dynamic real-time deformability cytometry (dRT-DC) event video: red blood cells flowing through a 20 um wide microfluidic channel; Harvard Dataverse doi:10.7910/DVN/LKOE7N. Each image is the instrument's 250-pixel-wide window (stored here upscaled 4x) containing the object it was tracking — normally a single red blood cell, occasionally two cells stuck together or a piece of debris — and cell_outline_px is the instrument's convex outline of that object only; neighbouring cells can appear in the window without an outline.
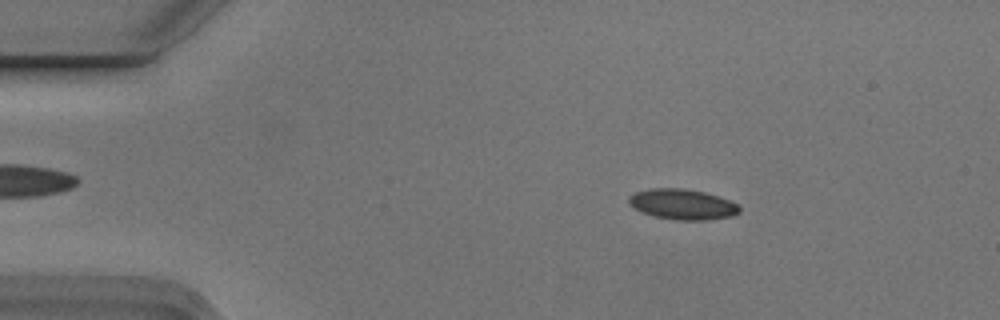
{"species": "Egyptian fruit bat (a non-hibernating species)", "species_latin": "Rousettus aegyptiacus", "temperature_condition": "cold", "stored_images_in_passage": 4, "camera_frame_rate_fps": 3000, "um_per_image_px": 0.085, "animal": {"sex": "male"}, "frame": {"image": 1, "passage_image": 2, "time_ms": 0.333, "image_size_px": [1000, 320], "cell_outline_px": [[740, 212], [732, 216], [708, 220], [676, 220], [652, 216], [628, 204], [628, 196], [636, 192], [648, 188], [684, 188], [704, 192], [728, 200], [736, 204], [740, 208]], "centroid_in_image_um": [57.99, 17.36], "position_along_channel_um": 27.0, "area_um2": 19.59}}
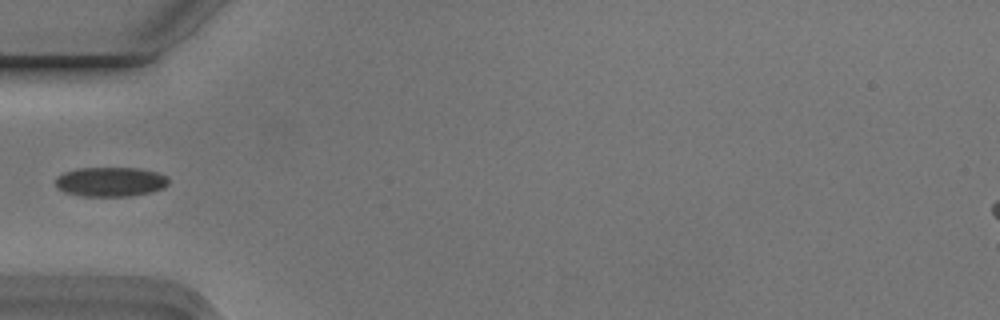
{"frame": {"image": 2, "passage_image": 4, "time_ms": 1.0, "image_size_px": [1000, 320], "cell_outline_px": [[168, 184], [164, 188], [152, 192], [132, 196], [80, 196], [64, 192], [56, 188], [56, 176], [64, 172], [76, 168], [140, 168], [156, 172], [168, 176]], "centroid_in_image_um": [9.39, 15.45], "position_along_channel_um": 75.6, "area_um2": 19.71}}